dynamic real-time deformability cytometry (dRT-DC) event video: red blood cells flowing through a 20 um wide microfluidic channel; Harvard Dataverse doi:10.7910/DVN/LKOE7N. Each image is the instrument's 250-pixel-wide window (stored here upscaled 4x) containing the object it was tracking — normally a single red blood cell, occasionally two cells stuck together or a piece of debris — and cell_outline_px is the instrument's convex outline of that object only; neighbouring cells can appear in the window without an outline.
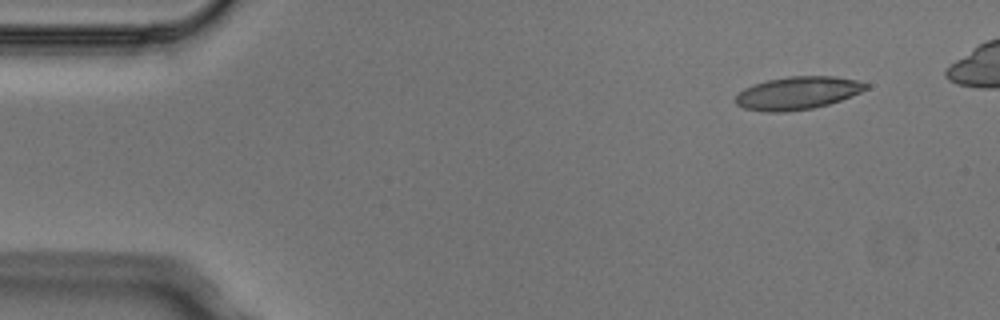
{"species": "Egyptian fruit bat (a non-hibernating species)", "species_latin": "Rousettus aegyptiacus", "temperature_condition": "cold", "stored_images_in_passage": 5, "segment_of_instrument_passage": [2, 2], "camera_frame_rate_fps": 3000, "um_per_image_px": 0.085, "animal": {"sex": "male"}, "frame": {"image": 1, "passage_image": 5, "time_ms": 1.333, "image_size_px": [1000, 320], "cell_outline_px": [[868, 88], [860, 92], [840, 100], [828, 104], [812, 108], [788, 112], [764, 112], [744, 108], [736, 104], [736, 96], [744, 88], [768, 80], [788, 76], [836, 76], [856, 80], [868, 84]], "centroid_in_image_um": [67.79, 7.91], "position_along_channel_um": 17.2, "area_um2": 24.8}}